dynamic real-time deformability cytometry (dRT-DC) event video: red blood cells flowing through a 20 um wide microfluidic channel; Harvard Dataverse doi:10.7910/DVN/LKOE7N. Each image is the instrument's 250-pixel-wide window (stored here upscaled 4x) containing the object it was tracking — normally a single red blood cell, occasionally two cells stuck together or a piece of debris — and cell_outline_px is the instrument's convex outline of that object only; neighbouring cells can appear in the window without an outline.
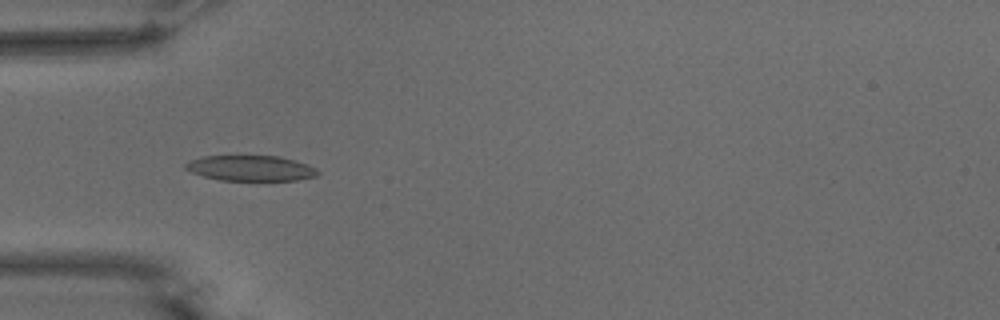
{"species": "common noctule bat (a hibernating species)", "species_latin": "Nyctalus noctula", "temperature_condition": "warm", "stored_images_in_passage": 39, "camera_frame_rate_fps": 3000, "um_per_image_px": 0.085, "animal": {"sex": "male", "body_mass_g": 15.6}, "frame": {"image": 1, "passage_image": 2, "time_ms": 0.333, "image_size_px": [1000, 320], "cell_outline_px": [[320, 172], [316, 176], [296, 180], [220, 180], [204, 176], [192, 172], [184, 168], [184, 164], [192, 160], [204, 156], [280, 156], [308, 164], [316, 168]], "centroid_in_image_um": [21.33, 14.29], "position_along_channel_um": 63.7, "area_um2": 19.48}}
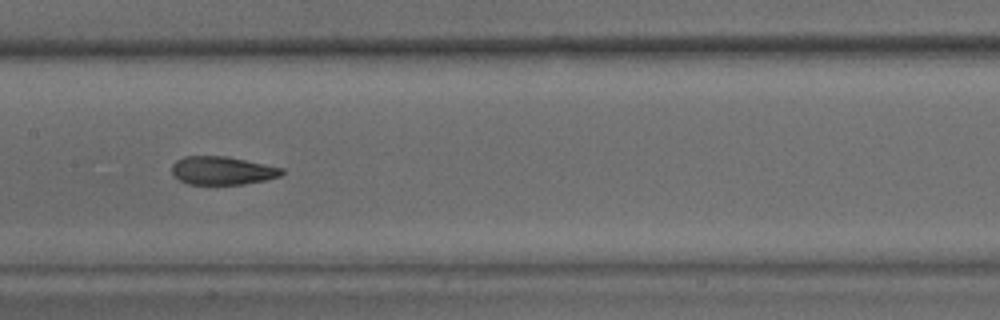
{"frame": {"image": 2, "passage_image": 12, "time_ms": 3.667, "image_size_px": [1000, 320], "cell_outline_px": [[284, 172], [280, 176], [264, 180], [244, 184], [188, 184], [180, 180], [172, 172], [172, 164], [176, 160], [184, 156], [228, 156], [284, 168]], "centroid_in_image_um": [18.9, 14.49], "position_along_channel_um": 188.5, "area_um2": 18.09}}
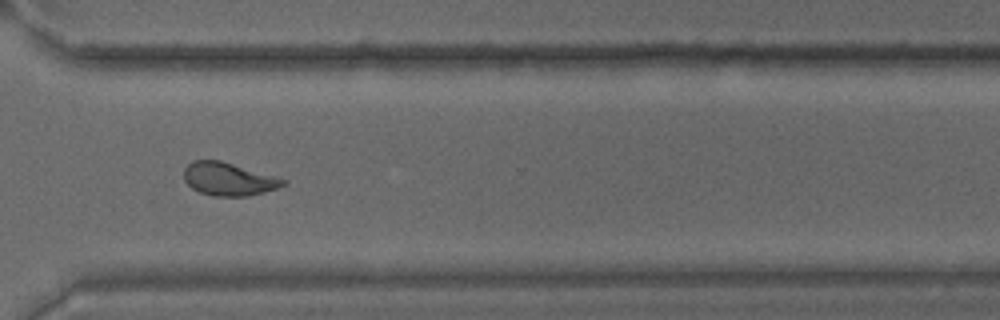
{"frame": {"image": 3, "passage_image": 25, "time_ms": 8.0, "image_size_px": [1000, 320], "cell_outline_px": [[288, 180], [284, 184], [276, 188], [264, 192], [248, 196], [212, 196], [200, 192], [192, 188], [184, 180], [184, 168], [192, 160], [220, 160]], "centroid_in_image_um": [19.39, 15.22], "position_along_channel_um": 351.2, "area_um2": 18.96}, "authors_computed_cell_mechanics": {"area_um2": 18.4382, "velocity_mm_per_s": 3.7613, "shape_relaxation_time_tau1_ms": 8.6836, "shape_relaxation_time_tau2_ms": 1.9551, "deformation_change_tau1": 0.2291, "deformation_change_tau2": 0.0886}}